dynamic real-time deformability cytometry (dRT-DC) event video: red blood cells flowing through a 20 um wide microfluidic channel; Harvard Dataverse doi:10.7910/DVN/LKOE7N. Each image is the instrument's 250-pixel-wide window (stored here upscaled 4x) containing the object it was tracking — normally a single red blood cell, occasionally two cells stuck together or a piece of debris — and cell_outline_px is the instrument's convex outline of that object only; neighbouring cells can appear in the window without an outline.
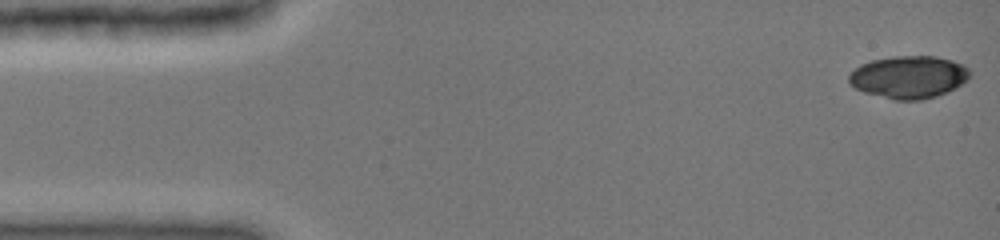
{"species": "common noctule bat (a hibernating species)", "species_latin": "Nyctalus noctula", "temperature_condition": "cold", "stored_images_in_passage": 47, "camera_frame_rate_fps": 3000, "um_per_image_px": 0.085, "animal": {"sex": "female", "body_mass_g": 19.0, "forearm_length_mm": 51.5}, "frame": {"image": 1, "passage_image": 1, "time_ms": 0.0, "image_size_px": [1000, 240], "cell_outline_px": [[972, 76], [968, 80], [948, 92], [936, 96], [920, 100], [896, 100], [864, 92], [856, 88], [848, 80], [848, 76], [860, 64], [872, 60], [892, 56], [936, 56], [952, 60], [964, 64], [972, 72]], "centroid_in_image_um": [77.3, 6.54], "position_along_channel_um": 7.7, "area_um2": 30.11}}
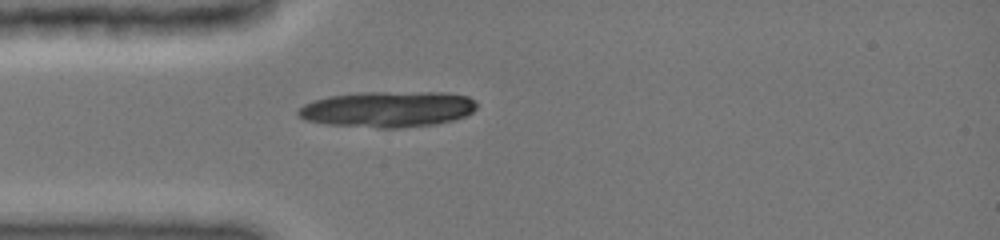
{"frame": {"image": 2, "passage_image": 13, "time_ms": 4.0, "image_size_px": [1000, 240], "cell_outline_px": [[476, 108], [472, 112], [464, 116], [452, 120], [436, 124], [404, 128], [376, 128], [324, 124], [304, 120], [296, 112], [304, 104], [328, 96], [360, 92], [444, 92], [468, 96], [476, 100]], "centroid_in_image_um": [32.97, 9.28], "position_along_channel_um": 52.0, "area_um2": 37.69}}